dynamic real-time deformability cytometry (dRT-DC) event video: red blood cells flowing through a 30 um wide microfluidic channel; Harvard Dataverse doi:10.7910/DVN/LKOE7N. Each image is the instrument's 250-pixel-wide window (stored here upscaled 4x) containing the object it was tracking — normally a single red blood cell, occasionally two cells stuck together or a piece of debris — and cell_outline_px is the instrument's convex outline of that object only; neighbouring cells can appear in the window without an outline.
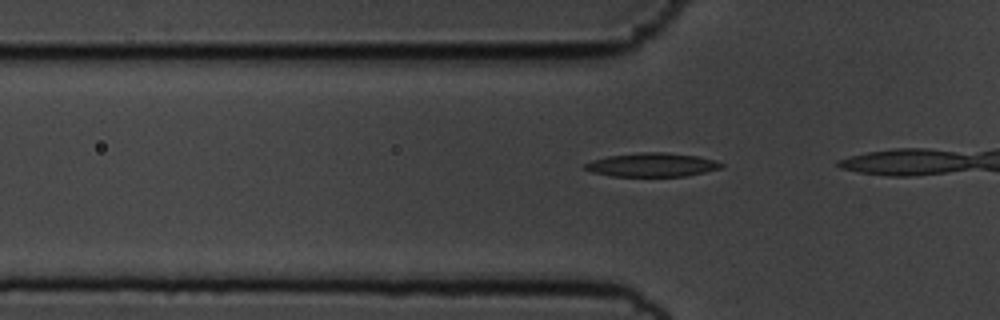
{"species": "common noctule bat (a hibernating species)", "species_latin": "Nyctalus noctula", "temperature_condition": "cold", "stored_images_in_passage": 5, "camera_frame_rate_fps": 3000, "um_per_image_px": 0.085, "animal": {"sex": "male", "body_mass_g": 19.5, "forearm_length_mm": 54.6}, "frame": {"image": 1, "passage_image": 3, "time_ms": 0.667, "image_size_px": [1000, 320], "cell_outline_px": [[724, 168], [684, 176], [612, 176], [592, 172], [584, 168], [584, 164], [592, 160], [608, 156], [640, 152], [664, 152], [696, 156], [712, 160], [724, 164]], "centroid_in_image_um": [55.41, 14.01], "position_along_channel_um": 70.4, "area_um2": 18.73}}